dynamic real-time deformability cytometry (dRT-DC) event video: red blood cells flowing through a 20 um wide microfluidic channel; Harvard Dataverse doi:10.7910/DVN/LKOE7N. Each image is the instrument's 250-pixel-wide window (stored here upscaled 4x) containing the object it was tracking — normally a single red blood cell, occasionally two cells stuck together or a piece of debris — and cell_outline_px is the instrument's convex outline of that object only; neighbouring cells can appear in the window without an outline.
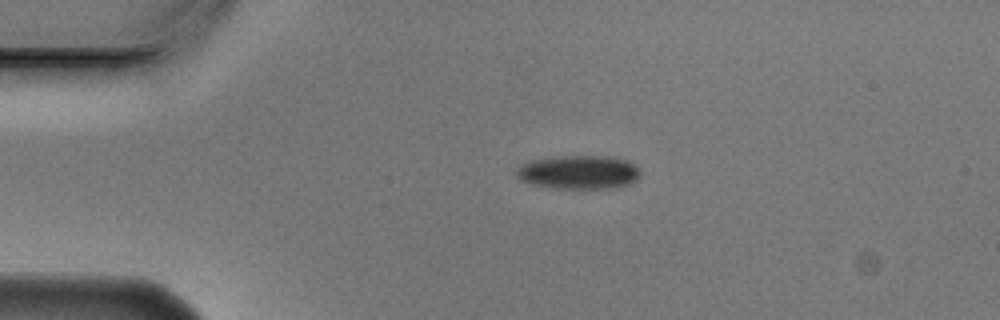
{"species": "Egyptian fruit bat (a non-hibernating species)", "species_latin": "Rousettus aegyptiacus", "temperature_condition": "cold", "stored_images_in_passage": 2, "camera_frame_rate_fps": 3000, "um_per_image_px": 0.085, "animal": {"sex": "male"}, "frame": {"image": 1, "passage_image": 1, "time_ms": 0.0, "image_size_px": [1000, 320], "cell_outline_px": [[640, 176], [636, 180], [620, 188], [556, 188], [532, 184], [520, 180], [516, 176], [516, 168], [520, 164], [532, 160], [560, 156], [612, 156], [628, 160], [640, 168]], "centroid_in_image_um": [49.22, 14.63], "position_along_channel_um": 35.8, "area_um2": 24.62}}